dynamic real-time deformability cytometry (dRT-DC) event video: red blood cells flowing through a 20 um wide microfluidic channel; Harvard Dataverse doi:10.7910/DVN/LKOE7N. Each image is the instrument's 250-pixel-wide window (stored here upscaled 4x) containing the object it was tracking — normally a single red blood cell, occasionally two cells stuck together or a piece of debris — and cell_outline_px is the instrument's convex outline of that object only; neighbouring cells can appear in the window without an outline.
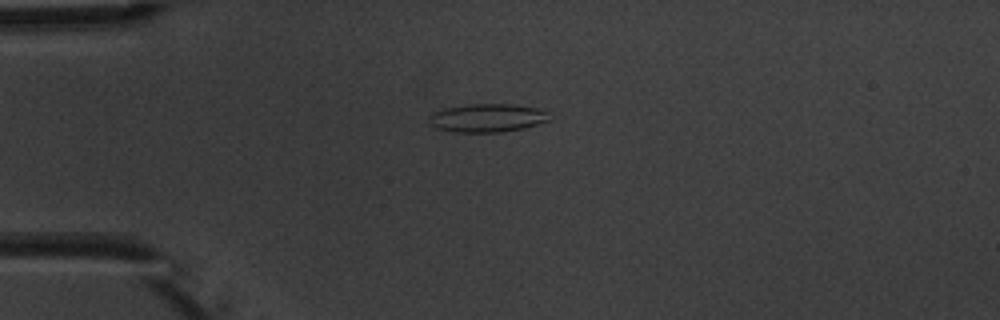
{"species": "common noctule bat (a hibernating species)", "species_latin": "Nyctalus noctula", "temperature_condition": "warm", "stored_images_in_passage": 4, "camera_frame_rate_fps": 3000, "um_per_image_px": 0.085, "animal": {"sex": "male", "body_mass_g": 20.1, "forearm_length_mm": 53.5}, "frame": {"image": 1, "passage_image": 2, "time_ms": 1.333, "image_size_px": [1000, 320], "cell_outline_px": [[548, 120], [524, 128], [500, 132], [456, 132], [436, 128], [432, 124], [428, 116], [432, 112], [444, 108], [468, 104], [512, 104], [536, 108], [544, 112]], "centroid_in_image_um": [41.34, 10.02], "position_along_channel_um": 43.7, "area_um2": 19.54}}
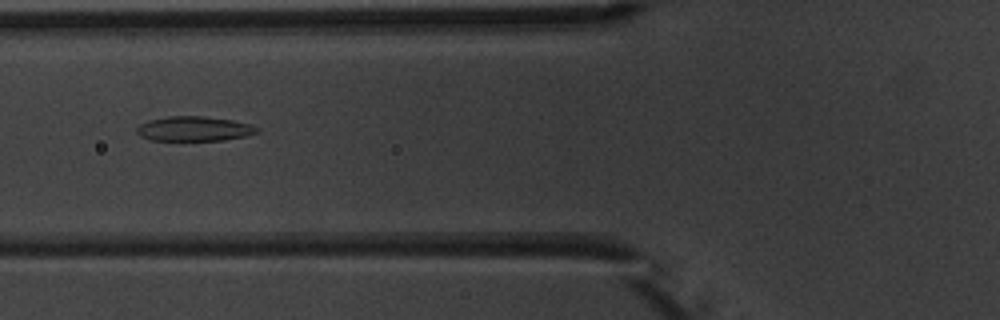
{"frame": {"image": 2, "passage_image": 4, "time_ms": 3.667, "image_size_px": [1000, 320], "cell_outline_px": [[260, 132], [244, 136], [224, 140], [148, 140], [140, 136], [136, 132], [136, 128], [140, 124], [148, 120], [168, 116], [200, 116], [232, 120], [248, 124], [260, 128]], "centroid_in_image_um": [16.47, 10.95], "position_along_channel_um": 109.3, "area_um2": 17.28}}